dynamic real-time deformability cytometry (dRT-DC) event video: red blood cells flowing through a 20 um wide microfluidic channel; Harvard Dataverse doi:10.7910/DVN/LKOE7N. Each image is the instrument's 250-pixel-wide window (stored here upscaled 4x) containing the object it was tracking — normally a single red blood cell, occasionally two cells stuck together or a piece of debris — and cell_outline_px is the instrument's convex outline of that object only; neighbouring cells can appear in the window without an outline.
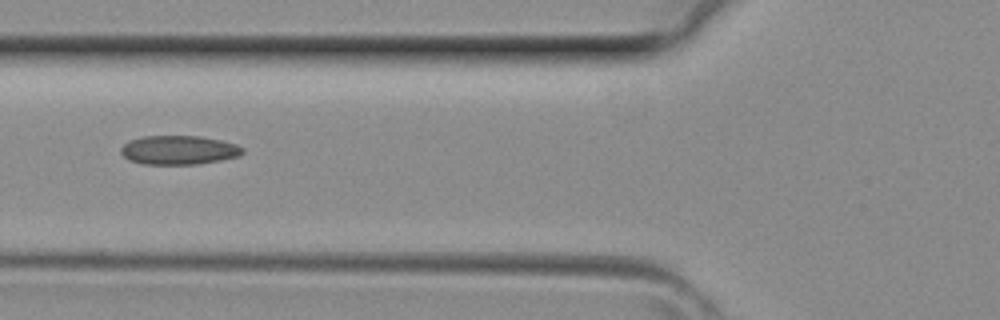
{"species": "common noctule bat (a hibernating species)", "species_latin": "Nyctalus noctula", "temperature_condition": "room temperature", "stored_images_in_passage": 2, "camera_frame_rate_fps": 3000, "um_per_image_px": 0.085, "animal": {"sex": "female", "body_mass_g": 29.2, "forearm_length_mm": 56.3}, "frame": {"image": 1, "passage_image": 2, "time_ms": 0.333, "image_size_px": [1000, 320], "cell_outline_px": [[244, 152], [240, 156], [200, 164], [144, 164], [128, 160], [120, 152], [120, 148], [128, 140], [144, 136], [200, 136], [220, 140], [236, 144], [244, 148]], "centroid_in_image_um": [15.19, 12.75], "position_along_channel_um": 110.6, "area_um2": 20.69}}